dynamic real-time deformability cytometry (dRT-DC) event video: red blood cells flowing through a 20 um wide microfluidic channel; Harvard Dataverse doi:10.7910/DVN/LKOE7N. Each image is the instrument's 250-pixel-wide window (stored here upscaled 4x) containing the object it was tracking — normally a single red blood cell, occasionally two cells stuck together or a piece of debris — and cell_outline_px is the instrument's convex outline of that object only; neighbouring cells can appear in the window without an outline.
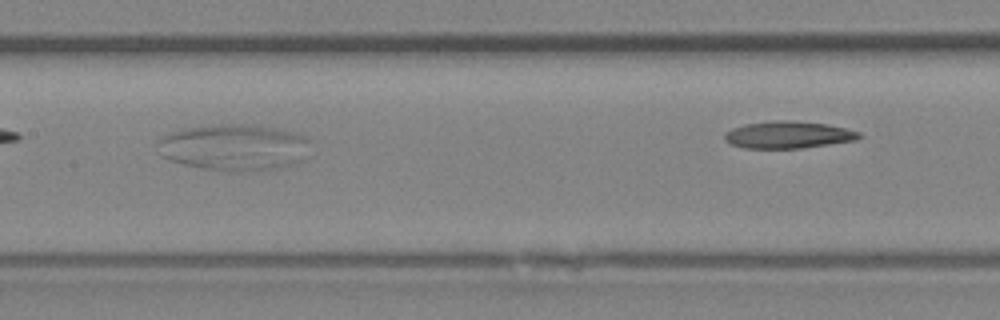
{"species": "Egyptian fruit bat (a non-hibernating species)", "species_latin": "Rousettus aegyptiacus", "temperature_condition": "room temperature", "stored_images_in_passage": 17, "camera_frame_rate_fps": 3000, "um_per_image_px": 0.085, "animal": {"sex": "female"}, "frame": {"image": 1, "passage_image": 12, "time_ms": 3.667, "image_size_px": [1000, 320], "cell_outline_px": [[308, 140], [260, 168], [208, 168], [184, 164], [160, 156], [160, 140], [164, 136], [172, 132], [184, 128], [212, 124], [256, 124], [300, 132]], "centroid_in_image_um": [19.47, 12.36], "position_along_channel_um": 187.9, "area_um2": 36.59}}